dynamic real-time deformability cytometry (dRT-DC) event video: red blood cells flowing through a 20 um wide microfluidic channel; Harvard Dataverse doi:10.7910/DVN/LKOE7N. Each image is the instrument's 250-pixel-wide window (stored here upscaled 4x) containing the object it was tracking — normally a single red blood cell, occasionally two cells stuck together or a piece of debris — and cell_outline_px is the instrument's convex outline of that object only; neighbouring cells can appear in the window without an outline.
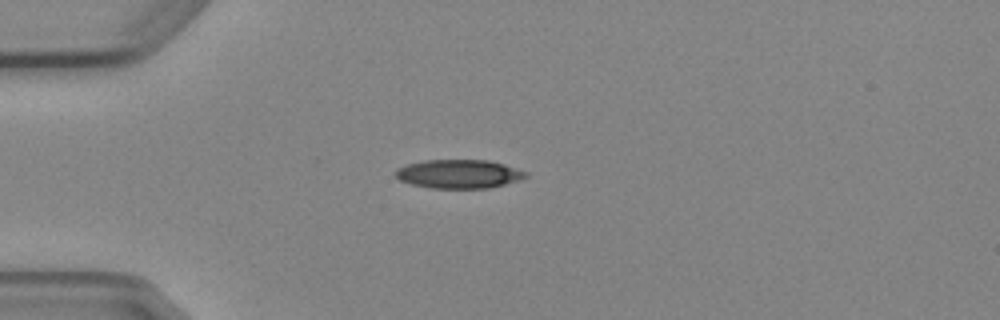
{"species": "Egyptian fruit bat (a non-hibernating species)", "species_latin": "Rousettus aegyptiacus", "temperature_condition": "cold", "stored_images_in_passage": 3, "camera_frame_rate_fps": 3000, "um_per_image_px": 0.085, "animal": {"sex": "female"}, "frame": {"image": 1, "passage_image": 1, "time_ms": 0.0, "image_size_px": [1000, 320], "cell_outline_px": [[528, 176], [504, 184], [488, 188], [432, 188], [412, 184], [400, 180], [392, 172], [396, 168], [408, 164], [424, 160], [488, 160], [504, 164], [528, 172]], "centroid_in_image_um": [38.97, 14.78], "position_along_channel_um": 46.0, "area_um2": 21.73}}
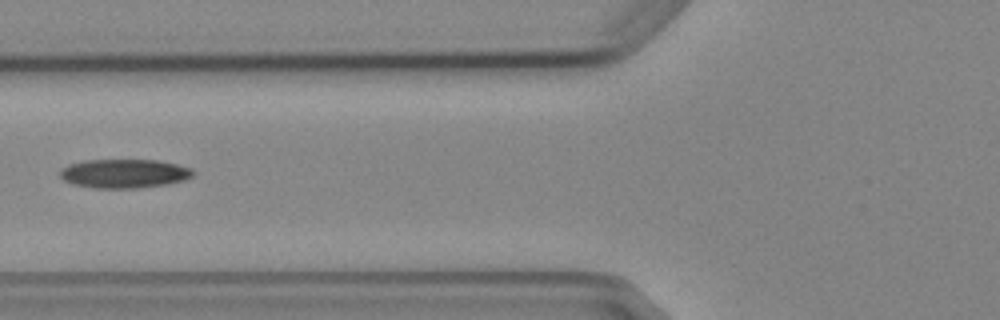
{"frame": {"image": 2, "passage_image": 3, "time_ms": 2.333, "image_size_px": [1000, 320], "cell_outline_px": [[196, 172], [192, 176], [184, 180], [168, 184], [136, 188], [92, 188], [72, 184], [64, 180], [60, 176], [60, 168], [68, 164], [84, 160], [156, 160], [176, 164], [192, 168]], "centroid_in_image_um": [10.54, 14.75], "position_along_channel_um": 115.3, "area_um2": 22.6}}